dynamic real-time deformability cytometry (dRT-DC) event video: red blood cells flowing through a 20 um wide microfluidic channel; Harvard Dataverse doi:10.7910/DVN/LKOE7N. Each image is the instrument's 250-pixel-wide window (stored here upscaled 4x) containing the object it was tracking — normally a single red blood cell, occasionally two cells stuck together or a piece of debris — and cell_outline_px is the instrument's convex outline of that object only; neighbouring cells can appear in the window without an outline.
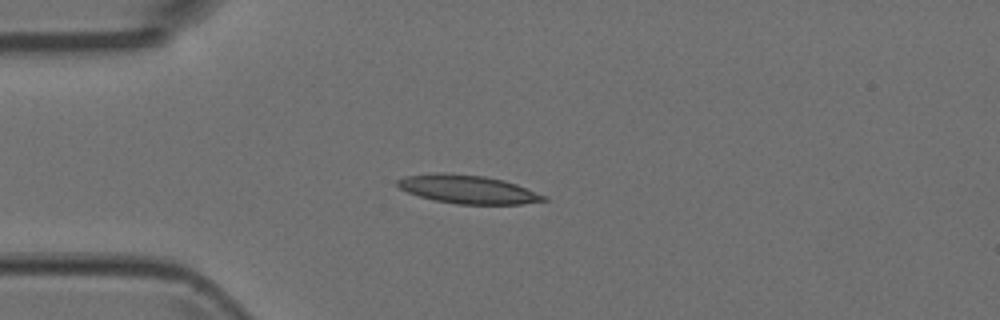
{"species": "Egyptian fruit bat (a non-hibernating species)", "species_latin": "Rousettus aegyptiacus", "temperature_condition": "room temperature", "stored_images_in_passage": 3, "camera_frame_rate_fps": 3000, "um_per_image_px": 0.085, "animal": {"sex": "female"}, "frame": {"image": 1, "passage_image": 3, "time_ms": 0.667, "image_size_px": [1000, 320], "cell_outline_px": [[548, 200], [520, 204], [456, 204], [436, 200], [420, 196], [408, 192], [400, 188], [396, 184], [396, 180], [404, 176], [440, 172], [444, 172], [484, 176], [504, 180], [516, 184], [548, 196]], "centroid_in_image_um": [39.77, 16.08], "position_along_channel_um": 45.2, "area_um2": 24.22}}